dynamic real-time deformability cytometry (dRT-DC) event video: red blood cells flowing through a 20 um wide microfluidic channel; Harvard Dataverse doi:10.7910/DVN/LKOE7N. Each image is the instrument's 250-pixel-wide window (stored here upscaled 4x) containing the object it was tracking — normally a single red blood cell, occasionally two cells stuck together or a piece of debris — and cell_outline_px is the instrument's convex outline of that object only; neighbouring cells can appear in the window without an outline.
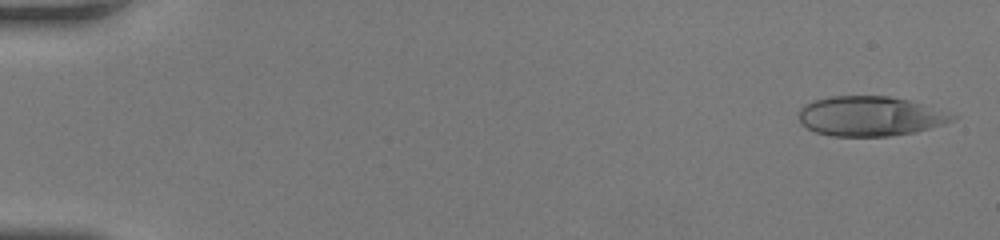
{"species": "human", "species_latin": "Homo sapiens", "temperature_condition": "room temperature", "stored_images_in_passage": 13, "camera_frame_rate_fps": 3000, "um_per_image_px": 0.085, "donor": {"sex": "female"}, "frame": {"image": 1, "passage_image": 2, "time_ms": 0.333, "image_size_px": [1000, 240], "cell_outline_px": [[956, 116], [952, 120], [916, 132], [892, 136], [832, 136], [816, 132], [800, 124], [800, 108], [804, 104], [816, 100], [832, 96], [888, 96], [908, 100]], "centroid_in_image_um": [73.88, 9.88], "position_along_channel_um": 11.1, "area_um2": 34.97}}